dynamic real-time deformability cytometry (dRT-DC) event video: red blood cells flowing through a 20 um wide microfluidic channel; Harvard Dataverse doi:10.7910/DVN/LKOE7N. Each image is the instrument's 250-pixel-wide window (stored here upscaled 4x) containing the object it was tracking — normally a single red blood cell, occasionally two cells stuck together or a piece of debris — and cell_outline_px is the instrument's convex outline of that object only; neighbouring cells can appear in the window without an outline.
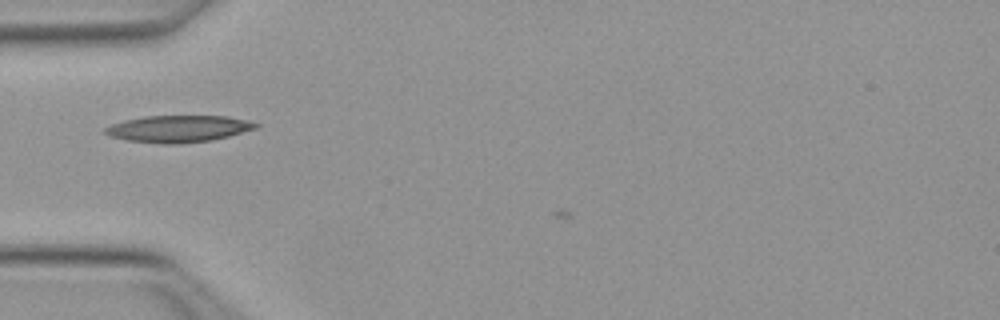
{"species": "Egyptian fruit bat (a non-hibernating species)", "species_latin": "Rousettus aegyptiacus", "temperature_condition": "warm", "stored_images_in_passage": 3, "camera_frame_rate_fps": 3000, "um_per_image_px": 0.085, "animal": {"sex": "female"}, "frame": {"image": 1, "passage_image": 1, "time_ms": 0.0, "image_size_px": [1000, 320], "cell_outline_px": [[260, 124], [256, 128], [228, 136], [212, 140], [180, 144], [160, 144], [128, 140], [112, 136], [104, 132], [104, 128], [112, 124], [124, 120], [144, 116], [228, 116], [248, 120]], "centroid_in_image_um": [15.17, 10.94], "position_along_channel_um": 69.8, "area_um2": 23.52}}